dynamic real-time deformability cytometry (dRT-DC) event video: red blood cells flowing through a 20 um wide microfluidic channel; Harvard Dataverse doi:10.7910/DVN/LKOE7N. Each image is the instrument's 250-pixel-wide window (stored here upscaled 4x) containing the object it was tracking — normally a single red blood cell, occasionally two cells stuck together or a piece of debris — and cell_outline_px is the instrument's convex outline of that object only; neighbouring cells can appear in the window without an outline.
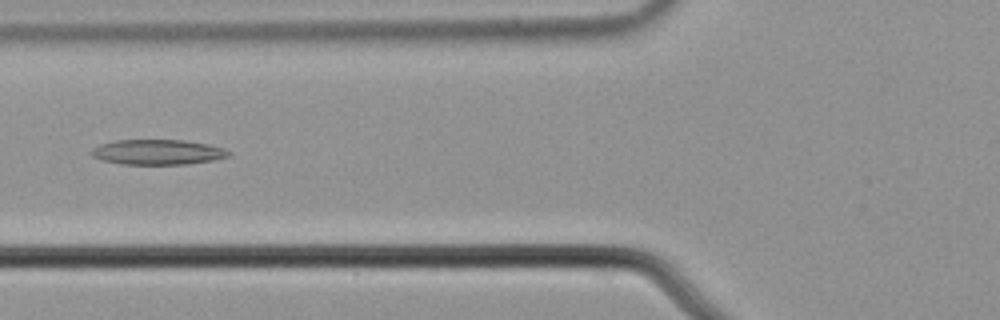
{"species": "common noctule bat (a hibernating species)", "species_latin": "Nyctalus noctula", "temperature_condition": "cold", "stored_images_in_passage": 4, "camera_frame_rate_fps": 3000, "um_per_image_px": 0.085, "animal": {"sex": "male", "body_mass_g": 21.5, "forearm_length_mm": 52.0}, "frame": {"image": 1, "passage_image": 4, "time_ms": 1.0, "image_size_px": [1000, 320], "cell_outline_px": [[232, 156], [216, 160], [188, 164], [124, 164], [100, 160], [92, 156], [92, 148], [100, 144], [116, 140], [184, 140], [208, 144], [232, 152]], "centroid_in_image_um": [13.43, 12.93], "position_along_channel_um": 112.4, "area_um2": 20.17}}